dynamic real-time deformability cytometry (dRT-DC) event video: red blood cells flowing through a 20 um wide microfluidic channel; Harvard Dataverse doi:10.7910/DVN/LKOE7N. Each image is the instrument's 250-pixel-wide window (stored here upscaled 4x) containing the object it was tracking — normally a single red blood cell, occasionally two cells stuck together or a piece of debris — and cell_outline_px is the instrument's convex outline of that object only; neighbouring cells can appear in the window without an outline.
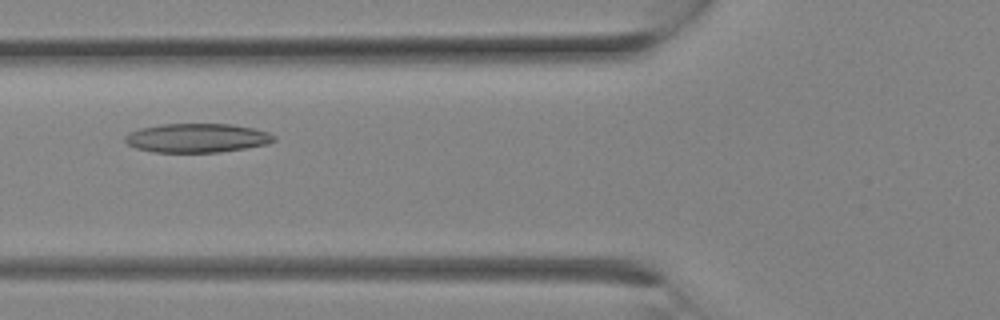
{"species": "Egyptian fruit bat (a non-hibernating species)", "species_latin": "Rousettus aegyptiacus", "temperature_condition": "room temperature", "stored_images_in_passage": 22, "camera_frame_rate_fps": 3000, "um_per_image_px": 0.085, "animal": {"sex": "female"}, "frame": {"image": 1, "passage_image": 6, "time_ms": 1.667, "image_size_px": [1000, 320], "cell_outline_px": [[276, 140], [268, 144], [220, 152], [152, 152], [136, 148], [128, 144], [124, 140], [124, 136], [128, 132], [140, 128], [164, 124], [228, 124], [252, 128], [268, 132], [276, 136]], "centroid_in_image_um": [16.73, 11.73], "position_along_channel_um": 109.1, "area_um2": 25.14}}
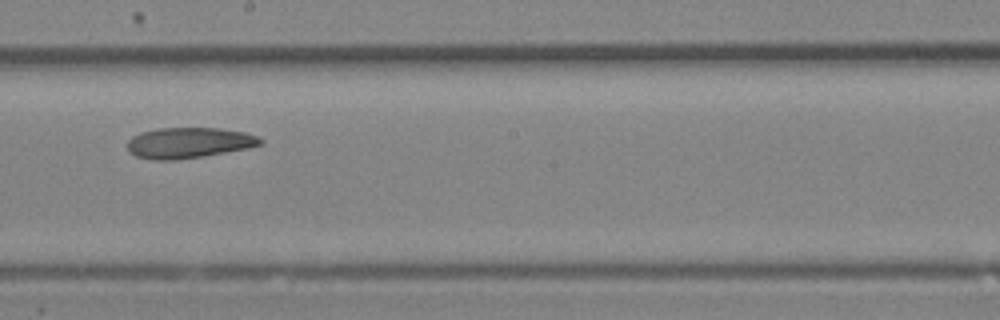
{"frame": {"image": 2, "passage_image": 11, "time_ms": 3.333, "image_size_px": [1000, 320], "cell_outline_px": [[264, 140], [260, 144], [248, 148], [176, 160], [152, 160], [136, 156], [128, 152], [128, 140], [132, 136], [140, 132], [160, 128], [220, 128], [244, 132], [256, 136]], "centroid_in_image_um": [16.0, 12.13], "position_along_channel_um": 232.2, "area_um2": 23.64}}
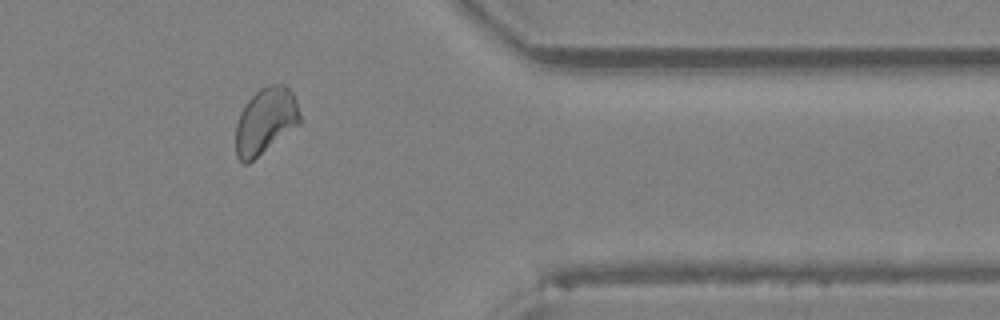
{"frame": {"image": 3, "passage_image": 18, "time_ms": 5.667, "image_size_px": [1000, 320], "cell_outline_px": [[300, 124], [248, 164], [244, 164], [236, 156], [236, 124], [240, 112], [248, 100], [260, 88], [268, 84], [284, 84], [292, 92], [296, 100], [300, 112]], "centroid_in_image_um": [22.57, 10.28], "position_along_channel_um": 388.8, "area_um2": 24.8}}